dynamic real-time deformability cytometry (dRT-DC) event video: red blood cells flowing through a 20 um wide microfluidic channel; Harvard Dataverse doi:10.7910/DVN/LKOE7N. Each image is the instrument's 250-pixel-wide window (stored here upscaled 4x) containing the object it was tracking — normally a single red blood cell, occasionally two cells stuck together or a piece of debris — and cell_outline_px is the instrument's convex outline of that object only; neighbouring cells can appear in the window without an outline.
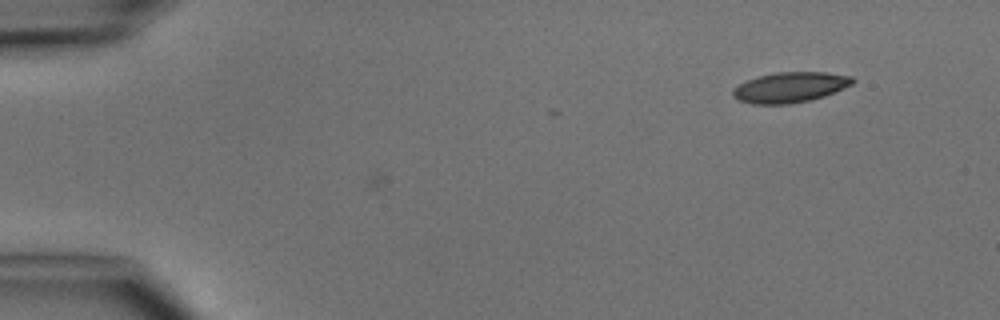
{"species": "common noctule bat (a hibernating species)", "species_latin": "Nyctalus noctula", "temperature_condition": "cold", "stored_images_in_passage": 5, "camera_frame_rate_fps": 3000, "um_per_image_px": 0.085, "animal": {"sex": "male", "body_mass_g": 15.6}, "frame": {"image": 1, "passage_image": 5, "time_ms": 5.333, "image_size_px": [1000, 320], "cell_outline_px": [[856, 80], [852, 84], [824, 96], [812, 100], [788, 104], [752, 104], [740, 100], [732, 96], [732, 92], [740, 84], [748, 80], [760, 76], [776, 72], [824, 72], [852, 76]], "centroid_in_image_um": [67.19, 7.42], "position_along_channel_um": 17.8, "area_um2": 20.98}}